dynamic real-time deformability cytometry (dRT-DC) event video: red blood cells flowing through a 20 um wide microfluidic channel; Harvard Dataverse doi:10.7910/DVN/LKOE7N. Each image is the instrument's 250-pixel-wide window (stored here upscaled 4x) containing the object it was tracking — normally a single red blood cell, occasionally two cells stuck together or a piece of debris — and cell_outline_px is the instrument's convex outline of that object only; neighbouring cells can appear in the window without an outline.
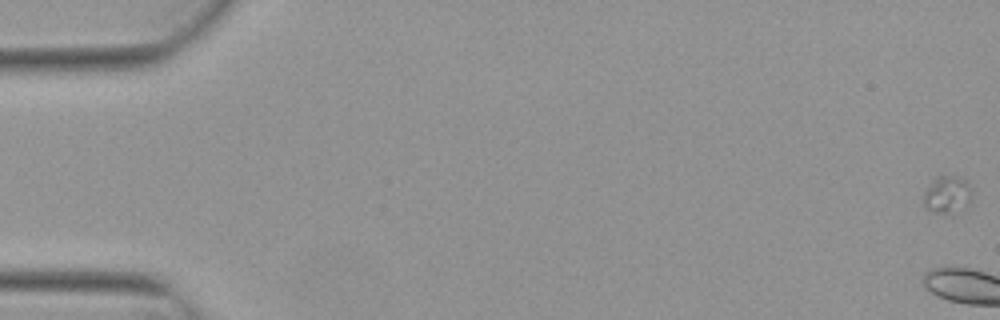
{"species": "Egyptian fruit bat (a non-hibernating species)", "species_latin": "Rousettus aegyptiacus", "temperature_condition": "warm", "stored_images_in_passage": 6, "segment_of_instrument_passage": [1, 2], "camera_frame_rate_fps": 3000, "um_per_image_px": 0.085, "animal": {"sex": "female"}, "frame": {"image": 1, "passage_image": 1, "time_ms": 0.0, "image_size_px": [1000, 320], "cell_outline_px": [[968, 204], [964, 208], [952, 216], [932, 212], [924, 208], [920, 200], [924, 192], [936, 176], [960, 176], [968, 180]], "centroid_in_image_um": [80.43, 16.59], "position_along_channel_um": 4.6, "area_um2": 10.87}}